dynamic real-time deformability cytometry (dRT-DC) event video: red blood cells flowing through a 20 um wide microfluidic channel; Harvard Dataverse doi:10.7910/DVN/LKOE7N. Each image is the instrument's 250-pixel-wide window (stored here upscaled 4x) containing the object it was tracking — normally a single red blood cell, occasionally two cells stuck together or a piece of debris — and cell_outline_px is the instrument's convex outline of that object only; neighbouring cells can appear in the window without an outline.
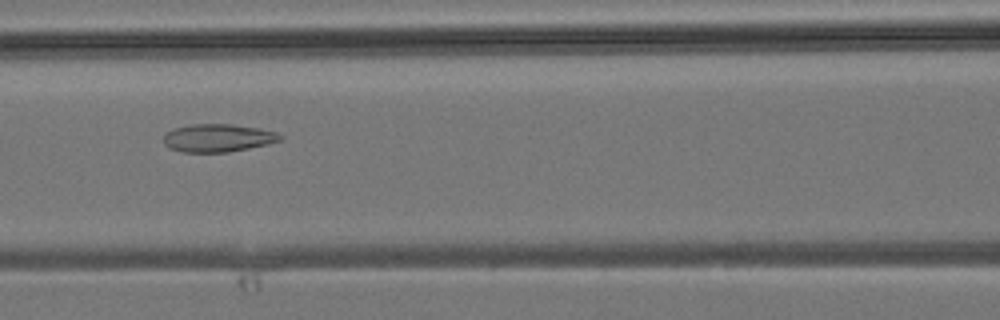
{"species": "common noctule bat (a hibernating species)", "species_latin": "Nyctalus noctula", "temperature_condition": "room temperature", "stored_images_in_passage": 41, "camera_frame_rate_fps": 3000, "um_per_image_px": 0.085, "animal": {"sex": "male", "body_mass_g": 19.2, "forearm_length_mm": 51.8}, "frame": {"image": 1, "passage_image": 18, "time_ms": 5.667, "image_size_px": [1000, 320], "cell_outline_px": [[284, 140], [268, 144], [228, 152], [184, 152], [168, 148], [164, 144], [164, 136], [168, 132], [176, 128], [192, 124], [232, 124], [260, 128], [276, 132], [284, 136]], "centroid_in_image_um": [18.58, 11.73], "position_along_channel_um": 148.0, "area_um2": 19.02}}
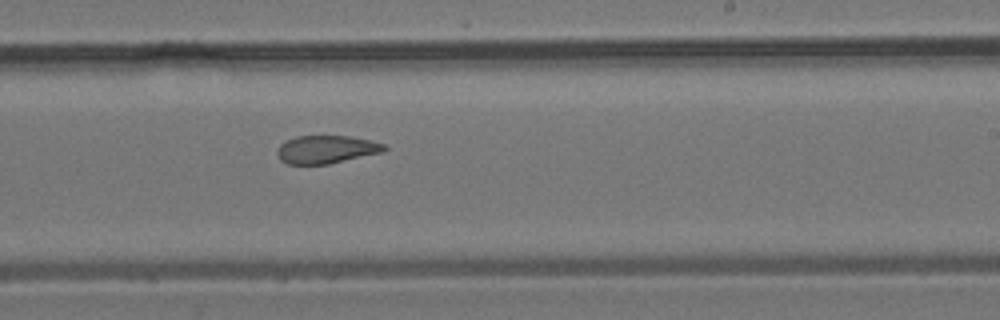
{"frame": {"image": 2, "passage_image": 25, "time_ms": 8.0, "image_size_px": [1000, 320], "cell_outline_px": [[388, 148], [380, 152], [328, 164], [288, 164], [280, 160], [276, 152], [280, 144], [296, 136], [352, 136], [384, 144]], "centroid_in_image_um": [27.69, 12.7], "position_along_channel_um": 261.3, "area_um2": 17.22}}
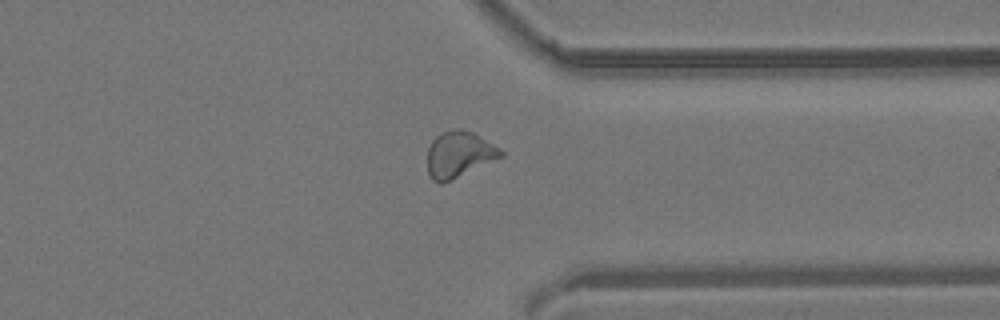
{"frame": {"image": 3, "passage_image": 32, "time_ms": 10.333, "image_size_px": [1000, 320], "cell_outline_px": [[504, 156], [440, 184], [432, 180], [428, 172], [428, 148], [432, 140], [440, 132], [452, 128], [460, 128], [472, 132], [500, 148], [504, 152]], "centroid_in_image_um": [39.0, 13.1], "position_along_channel_um": 372.4, "area_um2": 19.59}}